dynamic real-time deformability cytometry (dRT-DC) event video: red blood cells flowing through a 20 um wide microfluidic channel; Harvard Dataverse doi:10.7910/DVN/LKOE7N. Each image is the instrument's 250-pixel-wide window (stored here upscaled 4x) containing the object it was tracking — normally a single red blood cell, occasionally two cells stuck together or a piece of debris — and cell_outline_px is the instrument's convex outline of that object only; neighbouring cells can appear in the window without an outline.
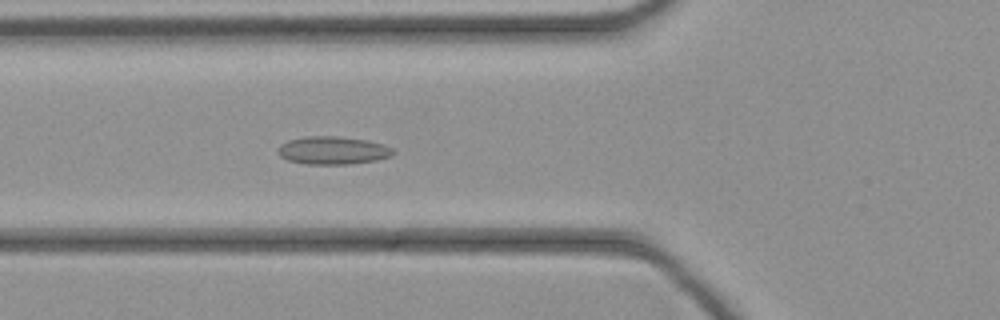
{"species": "common noctule bat (a hibernating species)", "species_latin": "Nyctalus noctula", "temperature_condition": "cold", "stored_images_in_passage": 46, "camera_frame_rate_fps": 3000, "um_per_image_px": 0.085, "animal": {"sex": "female", "body_mass_g": 21.9}, "frame": {"image": 1, "passage_image": 17, "time_ms": 5.333, "image_size_px": [1000, 320], "cell_outline_px": [[396, 152], [392, 156], [376, 160], [352, 164], [304, 164], [288, 160], [280, 156], [280, 144], [288, 140], [304, 136], [336, 136], [368, 140], [384, 144], [392, 148]], "centroid_in_image_um": [28.33, 12.78], "position_along_channel_um": 97.5, "area_um2": 18.84}}
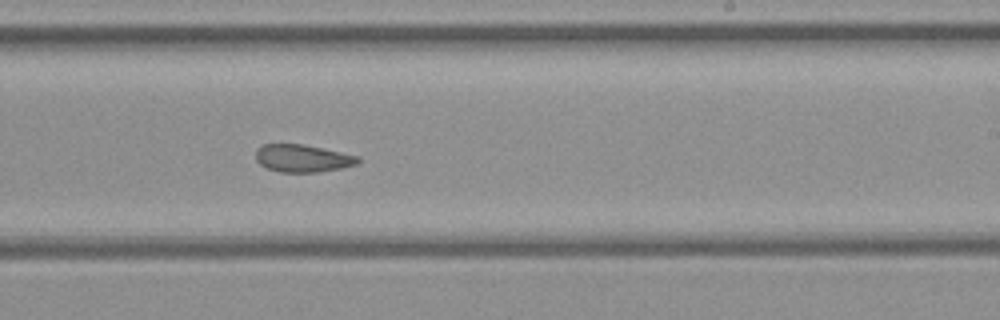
{"frame": {"image": 2, "passage_image": 28, "time_ms": 9.0, "image_size_px": [1000, 320], "cell_outline_px": [[360, 160], [356, 164], [344, 168], [320, 172], [280, 172], [268, 168], [260, 164], [256, 160], [256, 148], [260, 144], [304, 144], [360, 156]], "centroid_in_image_um": [25.73, 13.45], "position_along_channel_um": 263.3, "area_um2": 16.59}}
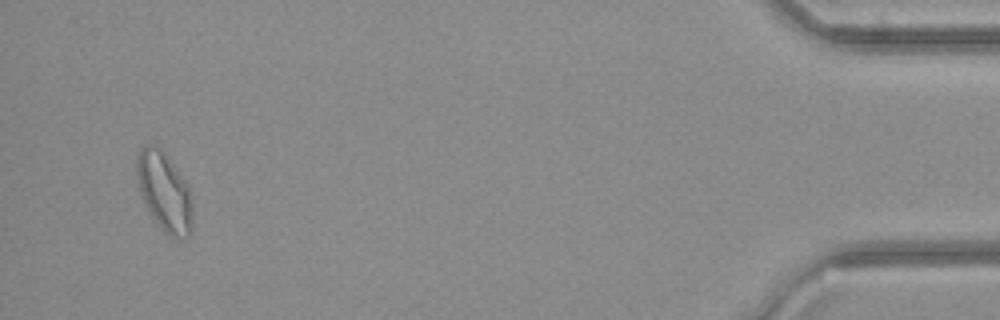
{"frame": {"image": 3, "passage_image": 44, "time_ms": 14.333, "image_size_px": [1000, 320], "cell_outline_px": [[192, 228], [188, 236], [176, 240], [164, 232], [152, 216], [140, 192], [136, 172], [136, 160], [140, 148], [144, 144], [152, 144], [160, 148], [164, 152], [188, 184], [192, 208]], "centroid_in_image_um": [13.97, 16.29], "position_along_channel_um": 421.2, "area_um2": 25.61}}